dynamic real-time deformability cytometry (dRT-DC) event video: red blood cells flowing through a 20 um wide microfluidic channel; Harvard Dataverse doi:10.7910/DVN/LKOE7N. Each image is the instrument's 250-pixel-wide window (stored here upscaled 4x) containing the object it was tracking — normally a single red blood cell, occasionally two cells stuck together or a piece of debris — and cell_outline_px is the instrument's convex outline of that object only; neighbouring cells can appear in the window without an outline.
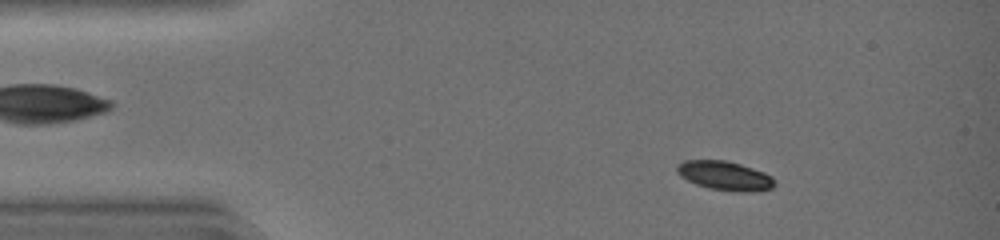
{"species": "common noctule bat (a hibernating species)", "species_latin": "Nyctalus noctula", "temperature_condition": "warm", "stored_images_in_passage": 43, "camera_frame_rate_fps": 3000, "um_per_image_px": 0.085, "animal": {"sex": "female", "body_mass_g": 19.0, "forearm_length_mm": 51.5}, "frame": {"image": 1, "passage_image": 6, "time_ms": 1.667, "image_size_px": [1000, 240], "cell_outline_px": [[776, 184], [772, 188], [752, 192], [740, 192], [708, 188], [696, 184], [680, 176], [676, 172], [676, 164], [684, 160], [728, 160], [764, 172], [772, 176]], "centroid_in_image_um": [61.6, 14.93], "position_along_channel_um": 23.4, "area_um2": 16.7}}
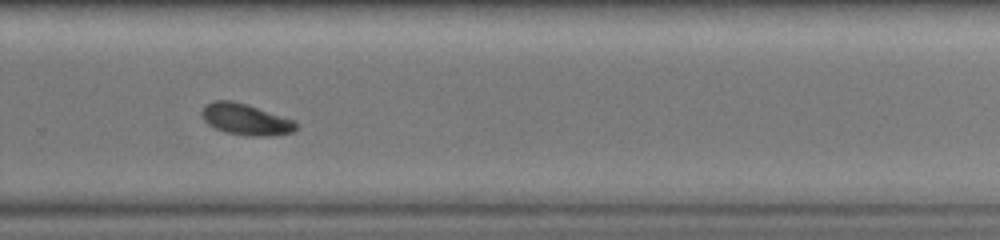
{"frame": {"image": 2, "passage_image": 30, "time_ms": 9.667, "image_size_px": [1000, 240], "cell_outline_px": [[296, 128], [292, 132], [268, 136], [252, 136], [224, 132], [208, 124], [204, 120], [200, 112], [204, 104], [212, 100], [232, 100], [296, 120]], "centroid_in_image_um": [20.84, 10.13], "position_along_channel_um": 309.0, "area_um2": 17.17}}
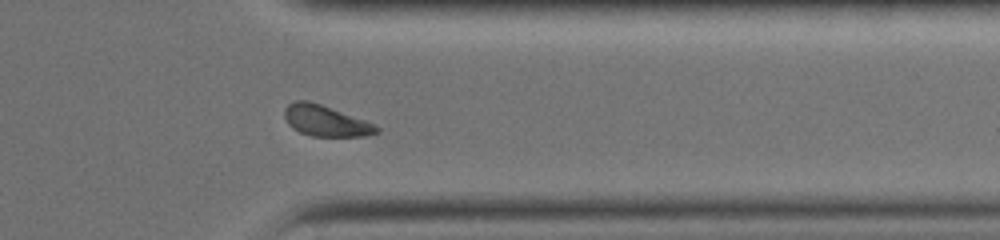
{"frame": {"image": 3, "passage_image": 35, "time_ms": 11.333, "image_size_px": [1000, 240], "cell_outline_px": [[380, 132], [364, 136], [312, 136], [300, 132], [292, 128], [288, 124], [284, 116], [284, 108], [288, 104], [296, 100], [308, 100], [320, 104], [376, 124], [380, 128]], "centroid_in_image_um": [27.68, 10.27], "position_along_channel_um": 383.7, "area_um2": 16.59}, "authors_computed_cell_mechanics": {"area_um2": 17.5712, "velocity_mm_per_s": 4.4146, "shape_relaxation_time_tau1_ms": 2.9439, "shape_relaxation_time_tau2_ms": null, "deformation_change_tau1": 0.1596, "deformation_change_tau2": null}}